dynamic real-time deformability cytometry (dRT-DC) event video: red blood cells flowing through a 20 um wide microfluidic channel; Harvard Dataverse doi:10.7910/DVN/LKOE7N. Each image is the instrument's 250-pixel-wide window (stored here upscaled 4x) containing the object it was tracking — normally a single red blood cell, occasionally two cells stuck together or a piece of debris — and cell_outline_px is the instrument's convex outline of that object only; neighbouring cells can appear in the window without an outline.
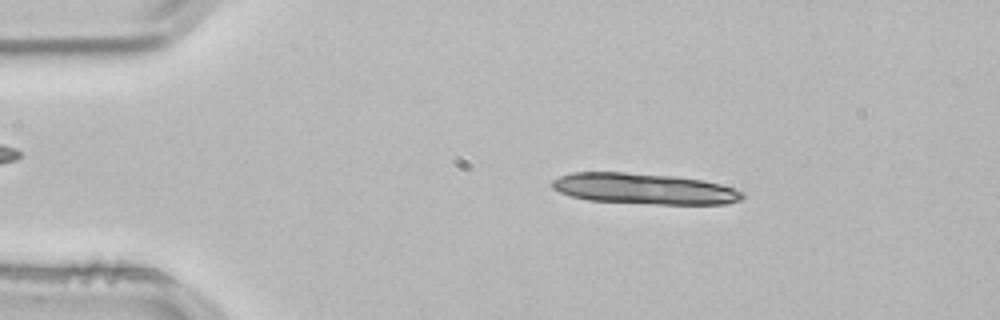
{"species": "common noctule bat (a hibernating species)", "species_latin": "Nyctalus noctula", "temperature_condition": "room temperature", "stored_images_in_passage": 31, "segment_of_instrument_passage": [1, 2], "camera_frame_rate_fps": 3000, "um_per_image_px": 0.085, "animal": {"sex": "male", "body_mass_g": 21.5, "forearm_length_mm": 52.0}, "frame": {"image": 1, "passage_image": 8, "time_ms": 2.333, "image_size_px": [1000, 320], "cell_outline_px": [[744, 196], [740, 200], [728, 204], [656, 204], [588, 200], [572, 196], [560, 192], [552, 188], [552, 180], [560, 176], [572, 172], [624, 172], [672, 176], [700, 180], [720, 184], [744, 192]], "centroid_in_image_um": [54.74, 16.04], "position_along_channel_um": 30.3, "area_um2": 34.04}}